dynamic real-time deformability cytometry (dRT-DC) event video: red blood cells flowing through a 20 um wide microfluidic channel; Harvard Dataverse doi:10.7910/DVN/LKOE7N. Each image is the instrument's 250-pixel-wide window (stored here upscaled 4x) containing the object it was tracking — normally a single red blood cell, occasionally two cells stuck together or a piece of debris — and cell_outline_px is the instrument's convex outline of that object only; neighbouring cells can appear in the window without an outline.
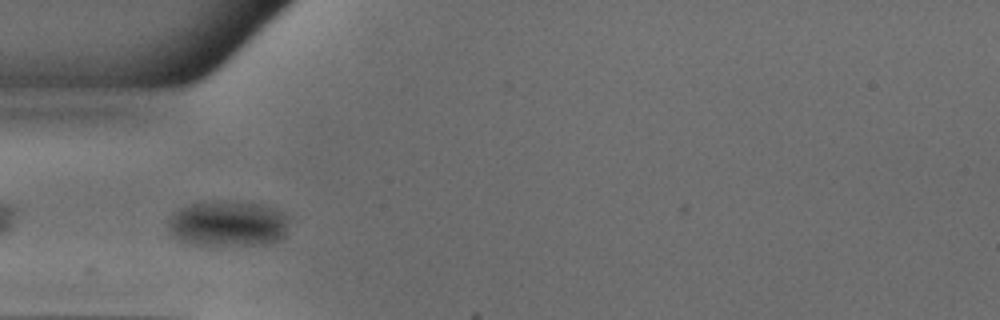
{"species": "common noctule bat (a hibernating species)", "species_latin": "Nyctalus noctula", "temperature_condition": "warm", "stored_images_in_passage": 35, "camera_frame_rate_fps": 3000, "um_per_image_px": 0.085, "animal": {"sex": "male", "body_mass_g": 18.8}, "frame": {"image": 1, "passage_image": 2, "time_ms": 0.333, "image_size_px": [1000, 320], "cell_outline_px": [[288, 220], [284, 236], [280, 240], [264, 244], [192, 244], [180, 240], [172, 236], [168, 232], [168, 220], [172, 212], [188, 204], [212, 200], [236, 200], [264, 204], [276, 208], [284, 212], [288, 216]], "centroid_in_image_um": [19.36, 18.96], "position_along_channel_um": 65.6, "area_um2": 32.83}}
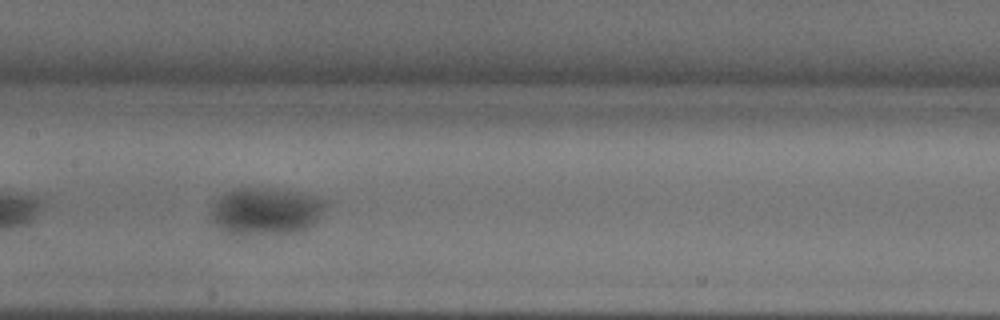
{"frame": {"image": 2, "passage_image": 11, "time_ms": 3.333, "image_size_px": [1000, 320], "cell_outline_px": [[328, 204], [316, 220], [312, 224], [296, 232], [236, 240], [228, 236], [216, 224], [212, 216], [212, 204], [220, 196], [228, 192], [240, 188], [264, 188], [300, 192], [316, 196], [324, 200]], "centroid_in_image_um": [22.54, 18.03], "position_along_channel_um": 184.9, "area_um2": 32.54}}
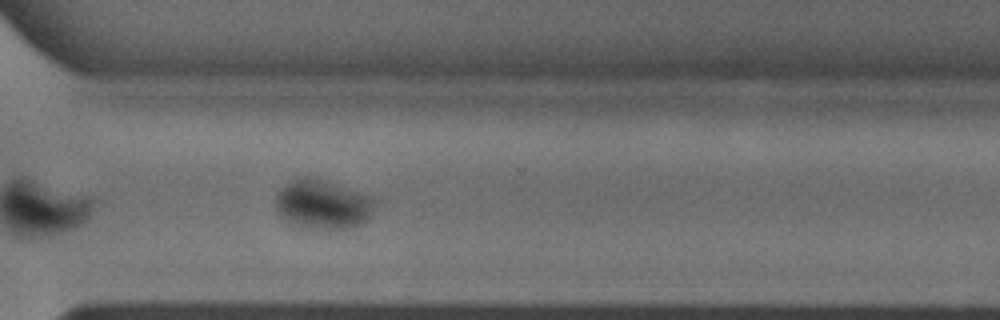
{"frame": {"image": 3, "passage_image": 23, "time_ms": 7.333, "image_size_px": [1000, 320], "cell_outline_px": [[376, 204], [372, 216], [368, 220], [352, 228], [296, 228], [288, 224], [280, 216], [276, 208], [276, 192], [284, 184], [292, 180], [304, 176], [312, 176], [372, 196], [376, 200]], "centroid_in_image_um": [27.41, 17.38], "position_along_channel_um": 343.2, "area_um2": 29.07}}